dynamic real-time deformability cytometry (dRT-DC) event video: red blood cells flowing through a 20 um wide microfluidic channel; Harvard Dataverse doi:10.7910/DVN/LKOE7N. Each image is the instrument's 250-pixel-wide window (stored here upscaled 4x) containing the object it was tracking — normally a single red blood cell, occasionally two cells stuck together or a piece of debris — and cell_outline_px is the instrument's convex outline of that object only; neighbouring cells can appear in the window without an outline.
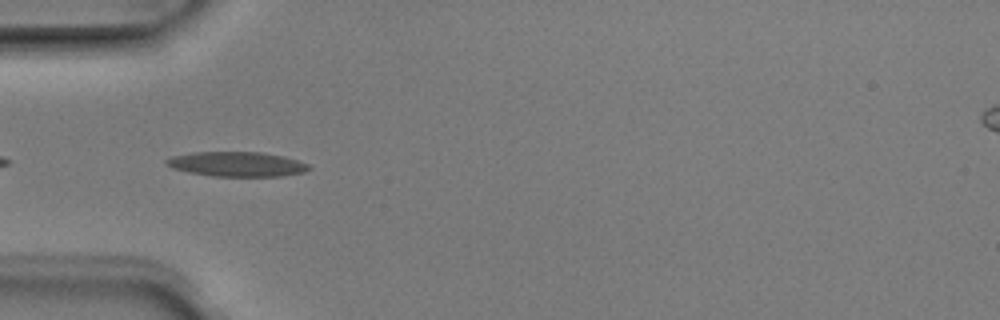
{"species": "Egyptian fruit bat (a non-hibernating species)", "species_latin": "Rousettus aegyptiacus", "temperature_condition": "room temperature", "stored_images_in_passage": 7, "camera_frame_rate_fps": 3000, "um_per_image_px": 0.085, "animal": {"sex": "male"}, "frame": {"image": 1, "passage_image": 4, "time_ms": 1.0, "image_size_px": [1000, 320], "cell_outline_px": [[312, 168], [304, 172], [280, 176], [212, 176], [188, 172], [172, 168], [164, 164], [164, 160], [172, 156], [192, 152], [260, 152], [284, 156], [308, 164]], "centroid_in_image_um": [20.1, 13.95], "position_along_channel_um": 64.9, "area_um2": 20.58}}
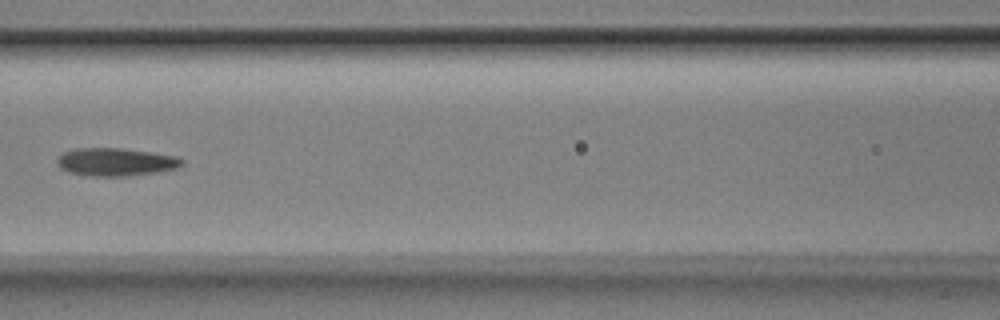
{"frame": {"image": 2, "passage_image": 6, "time_ms": 1.667, "image_size_px": [1000, 320], "cell_outline_px": [[184, 164], [176, 168], [152, 172], [120, 176], [88, 176], [68, 172], [60, 168], [56, 164], [56, 160], [64, 152], [76, 148], [120, 148], [176, 156], [184, 160]], "centroid_in_image_um": [9.78, 13.76], "position_along_channel_um": 156.8, "area_um2": 20.06}}
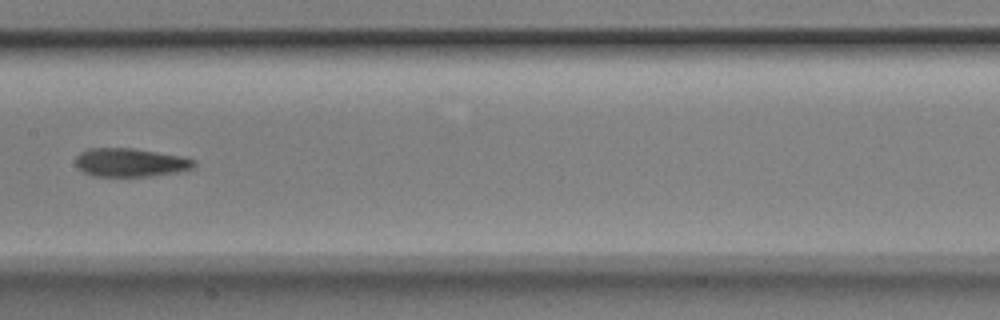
{"frame": {"image": 3, "passage_image": 7, "time_ms": 2.0, "image_size_px": [1000, 320], "cell_outline_px": [[196, 164], [192, 168], [176, 172], [148, 176], [92, 176], [76, 168], [76, 156], [80, 152], [88, 148], [132, 148], [180, 156], [196, 160]], "centroid_in_image_um": [11.03, 13.81], "position_along_channel_um": 196.4, "area_um2": 19.59}}